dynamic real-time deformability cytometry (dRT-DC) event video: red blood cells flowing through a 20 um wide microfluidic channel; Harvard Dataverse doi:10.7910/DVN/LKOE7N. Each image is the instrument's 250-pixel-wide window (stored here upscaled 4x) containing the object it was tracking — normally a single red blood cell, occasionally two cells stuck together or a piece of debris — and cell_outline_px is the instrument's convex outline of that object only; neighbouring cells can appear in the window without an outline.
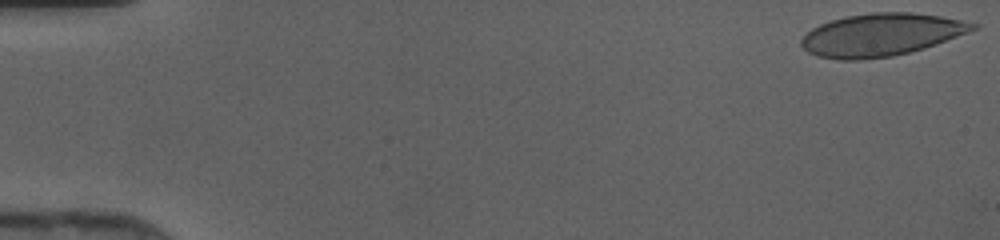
{"species": "human", "species_latin": "Homo sapiens", "temperature_condition": "cold", "stored_images_in_passage": 39, "camera_frame_rate_fps": 3000, "um_per_image_px": 0.085, "donor": {"sex": "female"}, "frame": {"image": 1, "passage_image": 1, "time_ms": 0.0, "image_size_px": [1000, 240], "cell_outline_px": [[980, 28], [936, 44], [924, 48], [892, 56], [860, 60], [840, 60], [816, 56], [808, 52], [800, 44], [800, 40], [812, 28], [820, 24], [832, 20], [848, 16], [872, 12], [912, 12], [940, 16], [980, 24]], "centroid_in_image_um": [74.91, 2.96], "position_along_channel_um": 10.1, "area_um2": 42.54}}
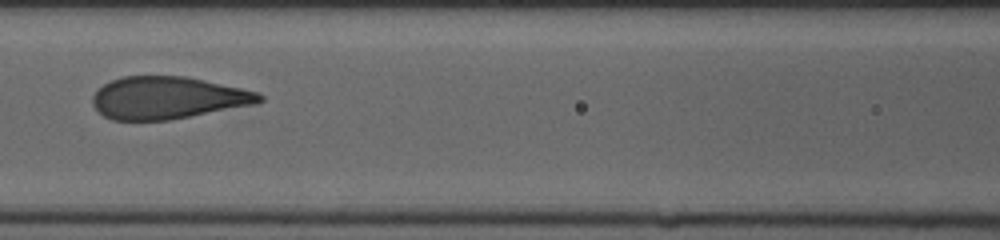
{"frame": {"image": 2, "passage_image": 21, "time_ms": 6.667, "image_size_px": [1000, 240], "cell_outline_px": [[264, 100], [248, 104], [172, 120], [112, 120], [104, 116], [92, 104], [92, 96], [104, 84], [112, 80], [124, 76], [184, 76], [204, 80], [240, 88], [256, 92], [264, 96]], "centroid_in_image_um": [14.18, 8.31], "position_along_channel_um": 152.4, "area_um2": 40.46}}
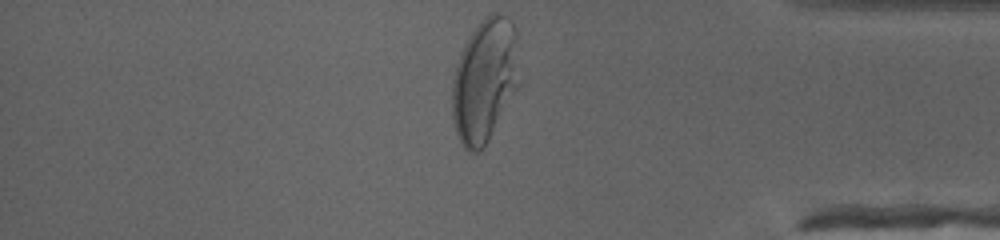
{"frame": {"image": 3, "passage_image": 39, "time_ms": 12.667, "image_size_px": [1000, 240], "cell_outline_px": [[520, 84], [484, 148], [480, 152], [472, 152], [464, 148], [456, 132], [452, 120], [452, 80], [456, 64], [460, 52], [464, 44], [480, 20], [484, 16], [492, 12], [500, 12], [508, 16], [512, 20], [516, 28]], "centroid_in_image_um": [41.21, 6.8], "position_along_channel_um": 394.0, "area_um2": 49.19}}